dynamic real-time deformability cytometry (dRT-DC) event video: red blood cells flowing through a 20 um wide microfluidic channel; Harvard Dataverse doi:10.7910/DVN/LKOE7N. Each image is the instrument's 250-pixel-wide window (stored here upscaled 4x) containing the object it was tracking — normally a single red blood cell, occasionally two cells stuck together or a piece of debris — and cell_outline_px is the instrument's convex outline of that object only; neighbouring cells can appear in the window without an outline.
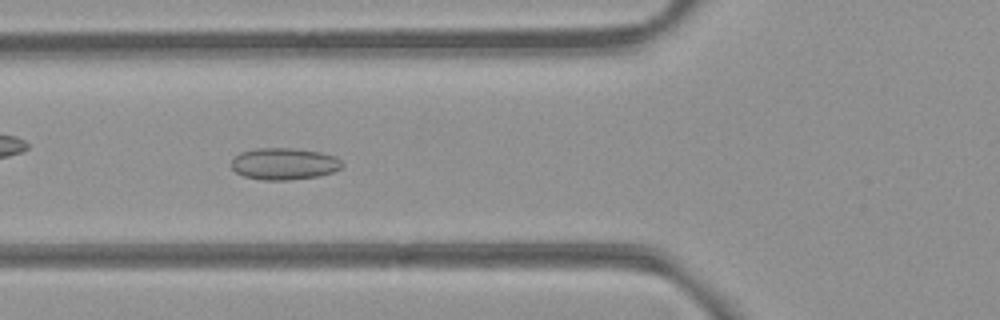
{"species": "common noctule bat (a hibernating species)", "species_latin": "Nyctalus noctula", "temperature_condition": "room temperature", "stored_images_in_passage": 47, "camera_frame_rate_fps": 3000, "um_per_image_px": 0.085, "animal": {"sex": "female", "body_mass_g": 21.9}, "frame": {"image": 1, "passage_image": 13, "time_ms": 4.0, "image_size_px": [1000, 320], "cell_outline_px": [[344, 164], [340, 168], [332, 172], [320, 176], [288, 180], [264, 180], [244, 176], [236, 172], [232, 168], [232, 160], [240, 152], [256, 148], [292, 148], [320, 152], [336, 156]], "centroid_in_image_um": [24.16, 13.92], "position_along_channel_um": 101.6, "area_um2": 20.52}}
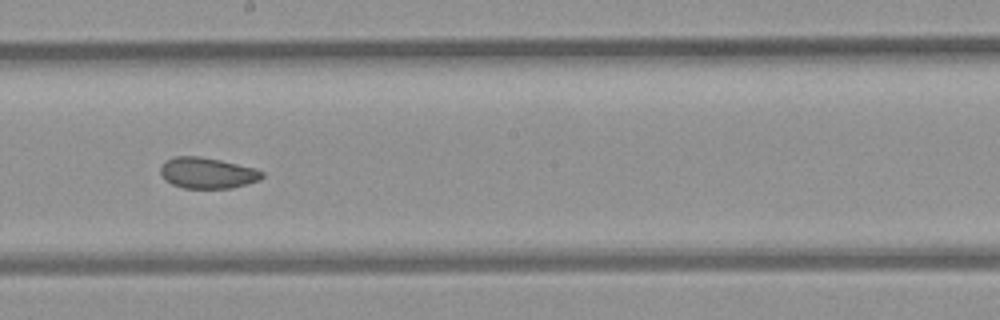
{"frame": {"image": 2, "passage_image": 23, "time_ms": 7.333, "image_size_px": [1000, 320], "cell_outline_px": [[264, 176], [260, 180], [232, 188], [184, 188], [172, 184], [164, 180], [160, 172], [160, 168], [172, 156], [200, 156], [220, 160], [256, 168], [264, 172]], "centroid_in_image_um": [17.64, 14.7], "position_along_channel_um": 230.6, "area_um2": 18.38}}
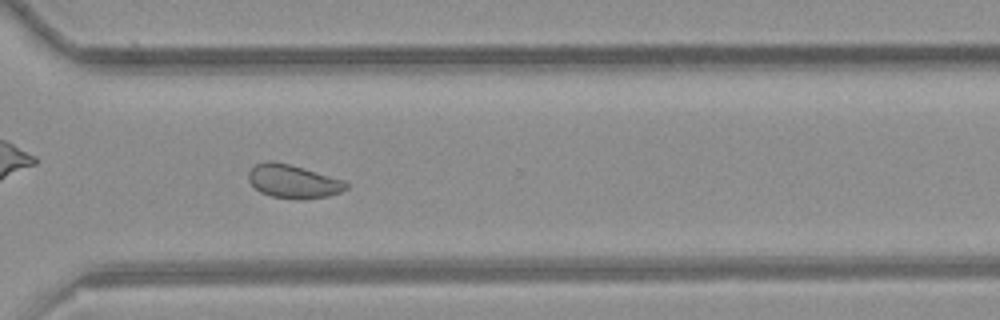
{"frame": {"image": 3, "passage_image": 32, "time_ms": 10.333, "image_size_px": [1000, 320], "cell_outline_px": [[348, 188], [340, 192], [328, 196], [304, 200], [300, 200], [272, 196], [260, 192], [248, 180], [248, 172], [256, 164], [272, 160], [292, 164], [344, 180], [348, 184]], "centroid_in_image_um": [24.94, 15.42], "position_along_channel_um": 345.7, "area_um2": 19.19}, "authors_computed_cell_mechanics": {"area_um2": 19.7676, "velocity_mm_per_s": 3.8494, "shape_relaxation_time_tau1_ms": null, "shape_relaxation_time_tau2_ms": 2.0068, "deformation_change_tau1": null, "deformation_change_tau2": 0.0704}}